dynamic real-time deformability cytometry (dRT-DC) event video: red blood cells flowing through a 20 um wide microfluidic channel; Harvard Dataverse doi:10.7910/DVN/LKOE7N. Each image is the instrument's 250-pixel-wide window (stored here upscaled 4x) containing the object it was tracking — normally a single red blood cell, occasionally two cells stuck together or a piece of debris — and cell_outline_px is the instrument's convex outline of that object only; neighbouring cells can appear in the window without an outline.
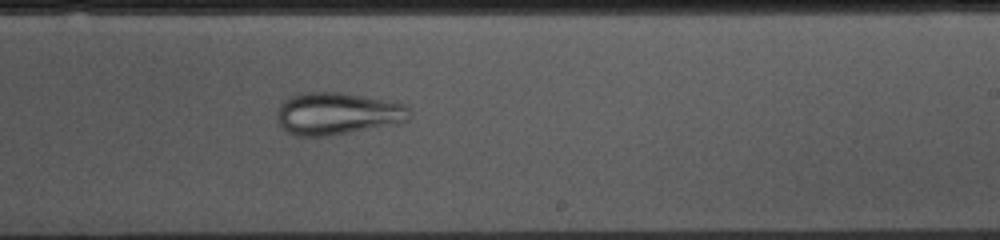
{"species": "common noctule bat (a hibernating species)", "species_latin": "Nyctalus noctula", "temperature_condition": "cold", "stored_images_in_passage": 52, "camera_frame_rate_fps": 3000, "um_per_image_px": 0.085, "animal": {"sex": "female", "body_mass_g": 10.0, "forearm_length_mm": 53.1}, "frame": {"image": 1, "passage_image": 30, "time_ms": 9.667, "image_size_px": [1000, 240], "cell_outline_px": [[412, 116], [408, 120], [396, 124], [324, 136], [296, 136], [288, 132], [276, 120], [276, 112], [280, 104], [288, 96], [304, 92], [340, 92], [388, 100], [404, 104], [412, 112]], "centroid_in_image_um": [28.67, 9.64], "position_along_channel_um": 260.3, "area_um2": 32.77}}
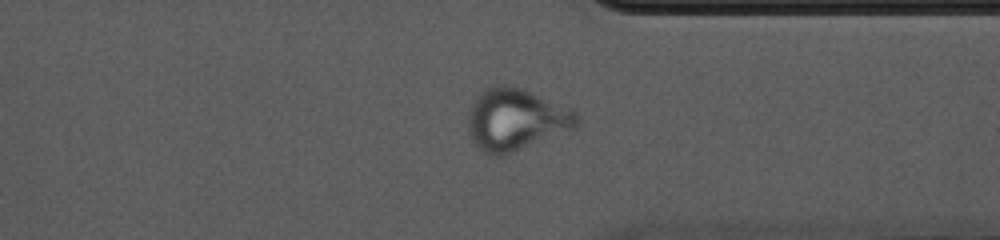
{"frame": {"image": 2, "passage_image": 39, "time_ms": 12.667, "image_size_px": [1000, 240], "cell_outline_px": [[580, 124], [576, 128], [512, 152], [500, 156], [496, 156], [484, 152], [472, 140], [468, 128], [468, 108], [476, 96], [480, 92], [496, 84], [508, 84], [532, 92], [572, 108], [576, 112]], "centroid_in_image_um": [43.85, 10.13], "position_along_channel_um": 367.6, "area_um2": 39.3}}
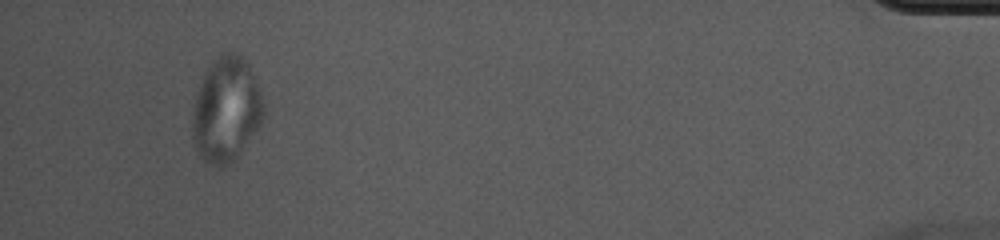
{"frame": {"image": 3, "passage_image": 49, "time_ms": 16.0, "image_size_px": [1000, 240], "cell_outline_px": [[264, 116], [260, 124], [240, 152], [228, 164], [216, 168], [204, 160], [196, 148], [192, 136], [192, 112], [196, 92], [208, 68], [224, 52], [236, 52], [244, 56], [248, 60], [260, 92], [264, 104]], "centroid_in_image_um": [19.23, 9.31], "position_along_channel_um": 416.0, "area_um2": 43.18}}